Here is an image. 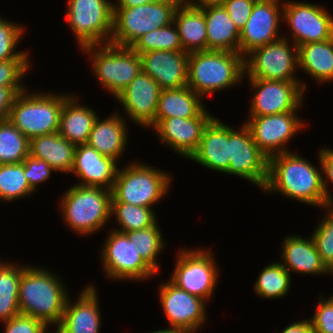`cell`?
I'll list each match as a JSON object with an SVG mask.
<instances>
[{"label":"cell","mask_w":333,"mask_h":333,"mask_svg":"<svg viewBox=\"0 0 333 333\" xmlns=\"http://www.w3.org/2000/svg\"><path fill=\"white\" fill-rule=\"evenodd\" d=\"M300 156L290 151L269 158L268 178L263 190L326 209L328 201L322 172Z\"/></svg>","instance_id":"cell-1"},{"label":"cell","mask_w":333,"mask_h":333,"mask_svg":"<svg viewBox=\"0 0 333 333\" xmlns=\"http://www.w3.org/2000/svg\"><path fill=\"white\" fill-rule=\"evenodd\" d=\"M64 284L50 270L27 266L20 277L18 302L20 314L60 325L69 294Z\"/></svg>","instance_id":"cell-2"},{"label":"cell","mask_w":333,"mask_h":333,"mask_svg":"<svg viewBox=\"0 0 333 333\" xmlns=\"http://www.w3.org/2000/svg\"><path fill=\"white\" fill-rule=\"evenodd\" d=\"M244 77V57L240 53L204 50L189 54L187 86L202 98L232 87Z\"/></svg>","instance_id":"cell-3"},{"label":"cell","mask_w":333,"mask_h":333,"mask_svg":"<svg viewBox=\"0 0 333 333\" xmlns=\"http://www.w3.org/2000/svg\"><path fill=\"white\" fill-rule=\"evenodd\" d=\"M60 207L64 222L77 234L97 233L112 217V190L76 184L63 194Z\"/></svg>","instance_id":"cell-4"},{"label":"cell","mask_w":333,"mask_h":333,"mask_svg":"<svg viewBox=\"0 0 333 333\" xmlns=\"http://www.w3.org/2000/svg\"><path fill=\"white\" fill-rule=\"evenodd\" d=\"M27 92L17 94L7 119L29 140L58 132L64 101L70 95Z\"/></svg>","instance_id":"cell-5"},{"label":"cell","mask_w":333,"mask_h":333,"mask_svg":"<svg viewBox=\"0 0 333 333\" xmlns=\"http://www.w3.org/2000/svg\"><path fill=\"white\" fill-rule=\"evenodd\" d=\"M183 0H162L135 7H114L110 44L131 47L142 35L171 24Z\"/></svg>","instance_id":"cell-6"},{"label":"cell","mask_w":333,"mask_h":333,"mask_svg":"<svg viewBox=\"0 0 333 333\" xmlns=\"http://www.w3.org/2000/svg\"><path fill=\"white\" fill-rule=\"evenodd\" d=\"M170 183L167 172L136 161L117 170L112 202L152 208L168 193Z\"/></svg>","instance_id":"cell-7"},{"label":"cell","mask_w":333,"mask_h":333,"mask_svg":"<svg viewBox=\"0 0 333 333\" xmlns=\"http://www.w3.org/2000/svg\"><path fill=\"white\" fill-rule=\"evenodd\" d=\"M82 49L93 57L91 68L97 80L115 98L142 71L141 56L131 47L107 43L89 45Z\"/></svg>","instance_id":"cell-8"},{"label":"cell","mask_w":333,"mask_h":333,"mask_svg":"<svg viewBox=\"0 0 333 333\" xmlns=\"http://www.w3.org/2000/svg\"><path fill=\"white\" fill-rule=\"evenodd\" d=\"M67 4L66 20L81 49L110 43L113 3L109 0H68Z\"/></svg>","instance_id":"cell-9"},{"label":"cell","mask_w":333,"mask_h":333,"mask_svg":"<svg viewBox=\"0 0 333 333\" xmlns=\"http://www.w3.org/2000/svg\"><path fill=\"white\" fill-rule=\"evenodd\" d=\"M287 40L285 36L248 53L244 57L245 75L263 80L301 81L295 78L298 47Z\"/></svg>","instance_id":"cell-10"},{"label":"cell","mask_w":333,"mask_h":333,"mask_svg":"<svg viewBox=\"0 0 333 333\" xmlns=\"http://www.w3.org/2000/svg\"><path fill=\"white\" fill-rule=\"evenodd\" d=\"M177 263L170 281L189 294L206 302L214 293L219 270L210 250L184 249L177 254Z\"/></svg>","instance_id":"cell-11"},{"label":"cell","mask_w":333,"mask_h":333,"mask_svg":"<svg viewBox=\"0 0 333 333\" xmlns=\"http://www.w3.org/2000/svg\"><path fill=\"white\" fill-rule=\"evenodd\" d=\"M102 267L106 277L117 280H143L156 273L137 253L133 242L125 233L110 231L103 245Z\"/></svg>","instance_id":"cell-12"},{"label":"cell","mask_w":333,"mask_h":333,"mask_svg":"<svg viewBox=\"0 0 333 333\" xmlns=\"http://www.w3.org/2000/svg\"><path fill=\"white\" fill-rule=\"evenodd\" d=\"M255 90L250 117L298 111L303 105L306 84L300 81H275L249 78Z\"/></svg>","instance_id":"cell-13"},{"label":"cell","mask_w":333,"mask_h":333,"mask_svg":"<svg viewBox=\"0 0 333 333\" xmlns=\"http://www.w3.org/2000/svg\"><path fill=\"white\" fill-rule=\"evenodd\" d=\"M283 20L297 47L333 38V17L321 6L308 2H282Z\"/></svg>","instance_id":"cell-14"},{"label":"cell","mask_w":333,"mask_h":333,"mask_svg":"<svg viewBox=\"0 0 333 333\" xmlns=\"http://www.w3.org/2000/svg\"><path fill=\"white\" fill-rule=\"evenodd\" d=\"M230 166L226 174L237 175L264 188L268 178V158L254 142L245 123L238 130L229 127Z\"/></svg>","instance_id":"cell-15"},{"label":"cell","mask_w":333,"mask_h":333,"mask_svg":"<svg viewBox=\"0 0 333 333\" xmlns=\"http://www.w3.org/2000/svg\"><path fill=\"white\" fill-rule=\"evenodd\" d=\"M297 113V111H291L249 117L245 122L254 142L268 159L281 153L290 152L286 149L287 143L305 125L304 120H299Z\"/></svg>","instance_id":"cell-16"},{"label":"cell","mask_w":333,"mask_h":333,"mask_svg":"<svg viewBox=\"0 0 333 333\" xmlns=\"http://www.w3.org/2000/svg\"><path fill=\"white\" fill-rule=\"evenodd\" d=\"M159 299L171 328L195 333L206 320L205 300L177 287L170 280L159 289Z\"/></svg>","instance_id":"cell-17"},{"label":"cell","mask_w":333,"mask_h":333,"mask_svg":"<svg viewBox=\"0 0 333 333\" xmlns=\"http://www.w3.org/2000/svg\"><path fill=\"white\" fill-rule=\"evenodd\" d=\"M278 0H257L245 27L240 31L239 53L246 57L252 50L274 42L280 22H283V6Z\"/></svg>","instance_id":"cell-18"},{"label":"cell","mask_w":333,"mask_h":333,"mask_svg":"<svg viewBox=\"0 0 333 333\" xmlns=\"http://www.w3.org/2000/svg\"><path fill=\"white\" fill-rule=\"evenodd\" d=\"M161 90L153 78L141 71L116 99L123 105L129 119L151 128L155 124Z\"/></svg>","instance_id":"cell-19"},{"label":"cell","mask_w":333,"mask_h":333,"mask_svg":"<svg viewBox=\"0 0 333 333\" xmlns=\"http://www.w3.org/2000/svg\"><path fill=\"white\" fill-rule=\"evenodd\" d=\"M213 118H178L155 119L151 127L156 130L159 139L174 149L175 153L189 159L197 150L203 131Z\"/></svg>","instance_id":"cell-20"},{"label":"cell","mask_w":333,"mask_h":333,"mask_svg":"<svg viewBox=\"0 0 333 333\" xmlns=\"http://www.w3.org/2000/svg\"><path fill=\"white\" fill-rule=\"evenodd\" d=\"M142 71L163 89H178L187 85L189 53L185 51H149L140 54Z\"/></svg>","instance_id":"cell-21"},{"label":"cell","mask_w":333,"mask_h":333,"mask_svg":"<svg viewBox=\"0 0 333 333\" xmlns=\"http://www.w3.org/2000/svg\"><path fill=\"white\" fill-rule=\"evenodd\" d=\"M116 162L88 144H81L76 146L71 173L80 178L82 183L77 185L112 190L118 170Z\"/></svg>","instance_id":"cell-22"},{"label":"cell","mask_w":333,"mask_h":333,"mask_svg":"<svg viewBox=\"0 0 333 333\" xmlns=\"http://www.w3.org/2000/svg\"><path fill=\"white\" fill-rule=\"evenodd\" d=\"M96 290L94 285L89 284L73 304L68 297L57 333H99L101 316Z\"/></svg>","instance_id":"cell-23"},{"label":"cell","mask_w":333,"mask_h":333,"mask_svg":"<svg viewBox=\"0 0 333 333\" xmlns=\"http://www.w3.org/2000/svg\"><path fill=\"white\" fill-rule=\"evenodd\" d=\"M229 158V126L214 117L205 127L200 144L189 159L209 170L226 173Z\"/></svg>","instance_id":"cell-24"},{"label":"cell","mask_w":333,"mask_h":333,"mask_svg":"<svg viewBox=\"0 0 333 333\" xmlns=\"http://www.w3.org/2000/svg\"><path fill=\"white\" fill-rule=\"evenodd\" d=\"M281 250L284 268L290 272L310 275H327V267L323 263L316 245L310 236L305 239L298 235H291L283 241ZM324 273V274H323Z\"/></svg>","instance_id":"cell-25"},{"label":"cell","mask_w":333,"mask_h":333,"mask_svg":"<svg viewBox=\"0 0 333 333\" xmlns=\"http://www.w3.org/2000/svg\"><path fill=\"white\" fill-rule=\"evenodd\" d=\"M204 12L207 50L239 53L240 31L221 3L200 6Z\"/></svg>","instance_id":"cell-26"},{"label":"cell","mask_w":333,"mask_h":333,"mask_svg":"<svg viewBox=\"0 0 333 333\" xmlns=\"http://www.w3.org/2000/svg\"><path fill=\"white\" fill-rule=\"evenodd\" d=\"M117 113V114H116ZM94 122L87 144L102 155L118 160L126 149L127 125L119 112Z\"/></svg>","instance_id":"cell-27"},{"label":"cell","mask_w":333,"mask_h":333,"mask_svg":"<svg viewBox=\"0 0 333 333\" xmlns=\"http://www.w3.org/2000/svg\"><path fill=\"white\" fill-rule=\"evenodd\" d=\"M201 99L203 98L187 85L178 89H163L159 96L156 119L214 118L207 112Z\"/></svg>","instance_id":"cell-28"},{"label":"cell","mask_w":333,"mask_h":333,"mask_svg":"<svg viewBox=\"0 0 333 333\" xmlns=\"http://www.w3.org/2000/svg\"><path fill=\"white\" fill-rule=\"evenodd\" d=\"M183 51L186 53L207 50V32L203 10L183 0L174 14Z\"/></svg>","instance_id":"cell-29"},{"label":"cell","mask_w":333,"mask_h":333,"mask_svg":"<svg viewBox=\"0 0 333 333\" xmlns=\"http://www.w3.org/2000/svg\"><path fill=\"white\" fill-rule=\"evenodd\" d=\"M75 96H69L64 101L60 114L58 133L74 145L87 144L96 112L86 105L78 104Z\"/></svg>","instance_id":"cell-30"},{"label":"cell","mask_w":333,"mask_h":333,"mask_svg":"<svg viewBox=\"0 0 333 333\" xmlns=\"http://www.w3.org/2000/svg\"><path fill=\"white\" fill-rule=\"evenodd\" d=\"M76 145L67 141L58 132L30 139L29 155L45 160L55 172L70 173Z\"/></svg>","instance_id":"cell-31"},{"label":"cell","mask_w":333,"mask_h":333,"mask_svg":"<svg viewBox=\"0 0 333 333\" xmlns=\"http://www.w3.org/2000/svg\"><path fill=\"white\" fill-rule=\"evenodd\" d=\"M298 68L321 84L333 81V38L298 46Z\"/></svg>","instance_id":"cell-32"},{"label":"cell","mask_w":333,"mask_h":333,"mask_svg":"<svg viewBox=\"0 0 333 333\" xmlns=\"http://www.w3.org/2000/svg\"><path fill=\"white\" fill-rule=\"evenodd\" d=\"M23 266L0 260V321L5 323L20 314L18 295Z\"/></svg>","instance_id":"cell-33"},{"label":"cell","mask_w":333,"mask_h":333,"mask_svg":"<svg viewBox=\"0 0 333 333\" xmlns=\"http://www.w3.org/2000/svg\"><path fill=\"white\" fill-rule=\"evenodd\" d=\"M29 146L30 140L7 118L0 120V164L22 163Z\"/></svg>","instance_id":"cell-34"},{"label":"cell","mask_w":333,"mask_h":333,"mask_svg":"<svg viewBox=\"0 0 333 333\" xmlns=\"http://www.w3.org/2000/svg\"><path fill=\"white\" fill-rule=\"evenodd\" d=\"M291 285V275L278 262L265 266L257 278L254 291L263 298L277 299L287 295Z\"/></svg>","instance_id":"cell-35"},{"label":"cell","mask_w":333,"mask_h":333,"mask_svg":"<svg viewBox=\"0 0 333 333\" xmlns=\"http://www.w3.org/2000/svg\"><path fill=\"white\" fill-rule=\"evenodd\" d=\"M111 216L116 218L121 229L115 231L125 233L153 226L157 222L152 208L132 205L124 202H112Z\"/></svg>","instance_id":"cell-36"},{"label":"cell","mask_w":333,"mask_h":333,"mask_svg":"<svg viewBox=\"0 0 333 333\" xmlns=\"http://www.w3.org/2000/svg\"><path fill=\"white\" fill-rule=\"evenodd\" d=\"M125 234L133 242L137 253L157 273L160 269L157 264V258L165 246V241L157 222L148 228L125 232Z\"/></svg>","instance_id":"cell-37"},{"label":"cell","mask_w":333,"mask_h":333,"mask_svg":"<svg viewBox=\"0 0 333 333\" xmlns=\"http://www.w3.org/2000/svg\"><path fill=\"white\" fill-rule=\"evenodd\" d=\"M131 48L138 54L160 50L183 51L179 32L174 22L142 35Z\"/></svg>","instance_id":"cell-38"},{"label":"cell","mask_w":333,"mask_h":333,"mask_svg":"<svg viewBox=\"0 0 333 333\" xmlns=\"http://www.w3.org/2000/svg\"><path fill=\"white\" fill-rule=\"evenodd\" d=\"M33 192L24 176L23 163L0 164V200L10 202Z\"/></svg>","instance_id":"cell-39"},{"label":"cell","mask_w":333,"mask_h":333,"mask_svg":"<svg viewBox=\"0 0 333 333\" xmlns=\"http://www.w3.org/2000/svg\"><path fill=\"white\" fill-rule=\"evenodd\" d=\"M23 26L0 17V61L28 59L27 51H15L23 34Z\"/></svg>","instance_id":"cell-40"},{"label":"cell","mask_w":333,"mask_h":333,"mask_svg":"<svg viewBox=\"0 0 333 333\" xmlns=\"http://www.w3.org/2000/svg\"><path fill=\"white\" fill-rule=\"evenodd\" d=\"M327 216L320 221L311 237L316 245L323 263L328 268L333 264V213L329 210Z\"/></svg>","instance_id":"cell-41"},{"label":"cell","mask_w":333,"mask_h":333,"mask_svg":"<svg viewBox=\"0 0 333 333\" xmlns=\"http://www.w3.org/2000/svg\"><path fill=\"white\" fill-rule=\"evenodd\" d=\"M30 59H11L0 61V86L9 87L16 94L24 92L21 79L27 74L30 67Z\"/></svg>","instance_id":"cell-42"},{"label":"cell","mask_w":333,"mask_h":333,"mask_svg":"<svg viewBox=\"0 0 333 333\" xmlns=\"http://www.w3.org/2000/svg\"><path fill=\"white\" fill-rule=\"evenodd\" d=\"M22 163L24 164V176L35 192L38 184L47 181L51 177V173L55 171L45 160L30 155Z\"/></svg>","instance_id":"cell-43"},{"label":"cell","mask_w":333,"mask_h":333,"mask_svg":"<svg viewBox=\"0 0 333 333\" xmlns=\"http://www.w3.org/2000/svg\"><path fill=\"white\" fill-rule=\"evenodd\" d=\"M314 331L318 333H333V296L327 300L319 297L313 318L309 319Z\"/></svg>","instance_id":"cell-44"},{"label":"cell","mask_w":333,"mask_h":333,"mask_svg":"<svg viewBox=\"0 0 333 333\" xmlns=\"http://www.w3.org/2000/svg\"><path fill=\"white\" fill-rule=\"evenodd\" d=\"M4 333H49L43 321L19 314L4 323Z\"/></svg>","instance_id":"cell-45"},{"label":"cell","mask_w":333,"mask_h":333,"mask_svg":"<svg viewBox=\"0 0 333 333\" xmlns=\"http://www.w3.org/2000/svg\"><path fill=\"white\" fill-rule=\"evenodd\" d=\"M257 0H223L221 4L226 9L235 26L241 31L252 13Z\"/></svg>","instance_id":"cell-46"},{"label":"cell","mask_w":333,"mask_h":333,"mask_svg":"<svg viewBox=\"0 0 333 333\" xmlns=\"http://www.w3.org/2000/svg\"><path fill=\"white\" fill-rule=\"evenodd\" d=\"M319 163H320V167L322 170V173L325 174V176L323 177V188H324V192L326 194V199L328 201V203L332 200L333 197H331V194H329L330 191H328L330 188L327 187V181H329L330 183L333 184V150L332 148H328L326 149L324 147V149H320L319 152ZM326 180H325V179Z\"/></svg>","instance_id":"cell-47"},{"label":"cell","mask_w":333,"mask_h":333,"mask_svg":"<svg viewBox=\"0 0 333 333\" xmlns=\"http://www.w3.org/2000/svg\"><path fill=\"white\" fill-rule=\"evenodd\" d=\"M17 94L9 87L0 86V120L6 119Z\"/></svg>","instance_id":"cell-48"},{"label":"cell","mask_w":333,"mask_h":333,"mask_svg":"<svg viewBox=\"0 0 333 333\" xmlns=\"http://www.w3.org/2000/svg\"><path fill=\"white\" fill-rule=\"evenodd\" d=\"M313 331L311 322L309 319L296 321L292 324H289L282 333H311Z\"/></svg>","instance_id":"cell-49"},{"label":"cell","mask_w":333,"mask_h":333,"mask_svg":"<svg viewBox=\"0 0 333 333\" xmlns=\"http://www.w3.org/2000/svg\"><path fill=\"white\" fill-rule=\"evenodd\" d=\"M117 5L114 4V7H135L137 5H144L153 2H159L162 0H117Z\"/></svg>","instance_id":"cell-50"},{"label":"cell","mask_w":333,"mask_h":333,"mask_svg":"<svg viewBox=\"0 0 333 333\" xmlns=\"http://www.w3.org/2000/svg\"><path fill=\"white\" fill-rule=\"evenodd\" d=\"M188 3L194 5V6H203L206 4H217V3H221L223 0H198V1H194V0H186Z\"/></svg>","instance_id":"cell-51"},{"label":"cell","mask_w":333,"mask_h":333,"mask_svg":"<svg viewBox=\"0 0 333 333\" xmlns=\"http://www.w3.org/2000/svg\"><path fill=\"white\" fill-rule=\"evenodd\" d=\"M150 333H189L185 330H182V329H177V328H167V329H161V330H156V331H153V332H150Z\"/></svg>","instance_id":"cell-52"},{"label":"cell","mask_w":333,"mask_h":333,"mask_svg":"<svg viewBox=\"0 0 333 333\" xmlns=\"http://www.w3.org/2000/svg\"><path fill=\"white\" fill-rule=\"evenodd\" d=\"M327 210H330L333 213V199L328 203Z\"/></svg>","instance_id":"cell-53"},{"label":"cell","mask_w":333,"mask_h":333,"mask_svg":"<svg viewBox=\"0 0 333 333\" xmlns=\"http://www.w3.org/2000/svg\"><path fill=\"white\" fill-rule=\"evenodd\" d=\"M327 274H331L333 276V264L328 267Z\"/></svg>","instance_id":"cell-54"}]
</instances>
